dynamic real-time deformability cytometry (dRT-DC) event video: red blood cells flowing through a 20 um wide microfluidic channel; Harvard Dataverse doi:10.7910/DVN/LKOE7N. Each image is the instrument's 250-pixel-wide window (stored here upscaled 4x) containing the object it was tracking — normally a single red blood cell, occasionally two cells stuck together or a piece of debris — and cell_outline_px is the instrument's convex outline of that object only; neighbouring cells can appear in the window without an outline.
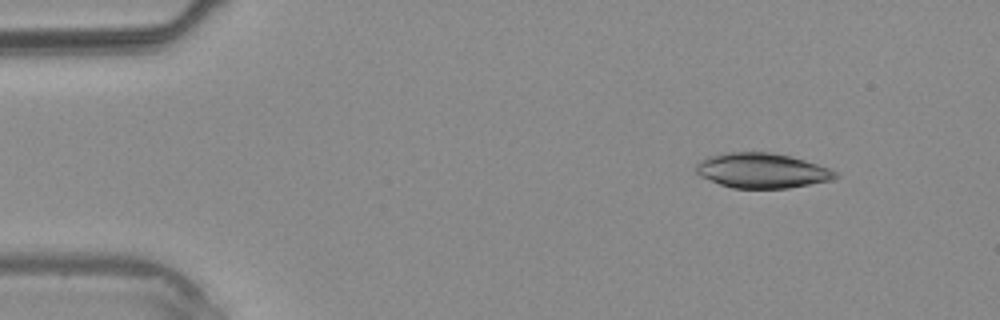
{"species": "common noctule bat (a hibernating species)", "species_latin": "Nyctalus noctula", "temperature_condition": "warm", "stored_images_in_passage": 4, "camera_frame_rate_fps": 3000, "um_per_image_px": 0.085, "animal": {"sex": "male", "body_mass_g": 20.4}, "frame": {"image": 1, "passage_image": 2, "time_ms": 1.0, "image_size_px": [1000, 320], "cell_outline_px": [[840, 176], [832, 180], [788, 188], [732, 188], [720, 184], [700, 176], [696, 172], [696, 164], [700, 160], [708, 156], [728, 152], [772, 152], [804, 160], [832, 168]], "centroid_in_image_um": [64.78, 14.5], "position_along_channel_um": 20.2, "area_um2": 28.44}}
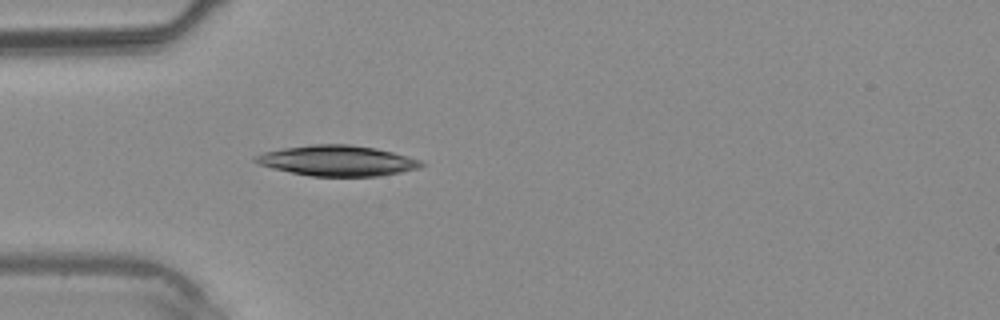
{"frame": {"image": 2, "passage_image": 4, "time_ms": 3.333, "image_size_px": [1000, 320], "cell_outline_px": [[424, 164], [420, 168], [380, 176], [312, 176], [272, 168], [260, 164], [252, 160], [252, 156], [264, 152], [284, 148], [312, 144], [348, 144], [376, 148], [408, 156], [420, 160]], "centroid_in_image_um": [28.67, 13.65], "position_along_channel_um": 56.3, "area_um2": 29.36}}